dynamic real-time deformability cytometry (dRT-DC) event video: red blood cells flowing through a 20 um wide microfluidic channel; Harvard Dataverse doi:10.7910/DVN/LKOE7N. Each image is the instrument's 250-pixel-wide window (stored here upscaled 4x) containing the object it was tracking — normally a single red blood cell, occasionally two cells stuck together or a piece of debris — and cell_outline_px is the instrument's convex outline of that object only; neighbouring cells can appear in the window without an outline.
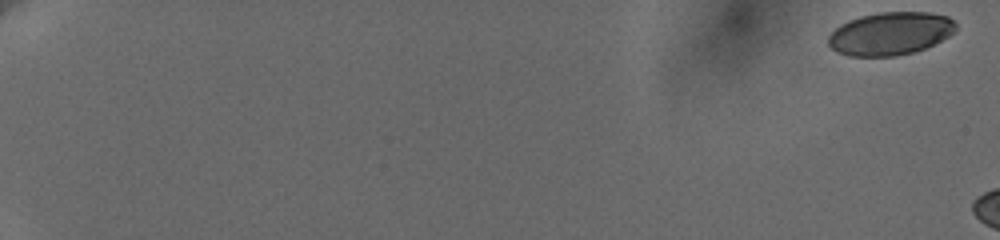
{"species": "human", "species_latin": "Homo sapiens", "temperature_condition": "cold", "stored_images_in_passage": 9, "camera_frame_rate_fps": 3000, "um_per_image_px": 0.085, "donor": {"sex": "female"}, "frame": {"image": 1, "passage_image": 1, "time_ms": 0.0, "image_size_px": [1000, 240], "cell_outline_px": [[956, 28], [948, 36], [924, 48], [912, 52], [896, 56], [848, 56], [836, 52], [828, 44], [828, 36], [840, 24], [848, 20], [860, 16], [880, 12], [928, 12], [948, 16], [956, 24]], "centroid_in_image_um": [75.63, 2.85], "position_along_channel_um": 9.4, "area_um2": 31.79}}